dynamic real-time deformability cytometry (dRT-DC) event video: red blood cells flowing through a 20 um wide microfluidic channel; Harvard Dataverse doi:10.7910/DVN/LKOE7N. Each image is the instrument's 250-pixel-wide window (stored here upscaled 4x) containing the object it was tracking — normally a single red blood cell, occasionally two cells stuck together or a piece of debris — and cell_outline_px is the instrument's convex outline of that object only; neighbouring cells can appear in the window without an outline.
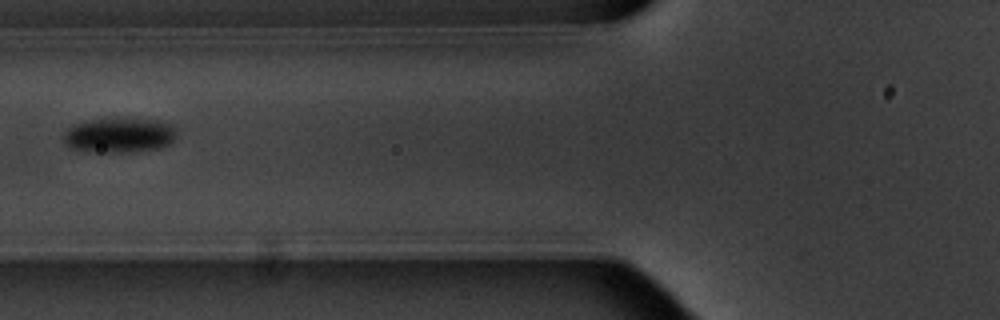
{"species": "common noctule bat (a hibernating species)", "species_latin": "Nyctalus noctula", "temperature_condition": "warm", "stored_images_in_passage": 6, "camera_frame_rate_fps": 3000, "um_per_image_px": 0.085, "animal": {"sex": "male", "body_mass_g": 20.1, "forearm_length_mm": 53.5}, "frame": {"image": 1, "passage_image": 2, "time_ms": 1.333, "image_size_px": [1000, 320], "cell_outline_px": [[176, 132], [172, 140], [168, 144], [160, 148], [124, 152], [92, 152], [72, 148], [64, 140], [64, 132], [72, 124], [84, 120], [108, 116], [124, 116], [160, 120], [172, 124]], "centroid_in_image_um": [10.12, 11.42], "position_along_channel_um": 115.7, "area_um2": 23.81}}